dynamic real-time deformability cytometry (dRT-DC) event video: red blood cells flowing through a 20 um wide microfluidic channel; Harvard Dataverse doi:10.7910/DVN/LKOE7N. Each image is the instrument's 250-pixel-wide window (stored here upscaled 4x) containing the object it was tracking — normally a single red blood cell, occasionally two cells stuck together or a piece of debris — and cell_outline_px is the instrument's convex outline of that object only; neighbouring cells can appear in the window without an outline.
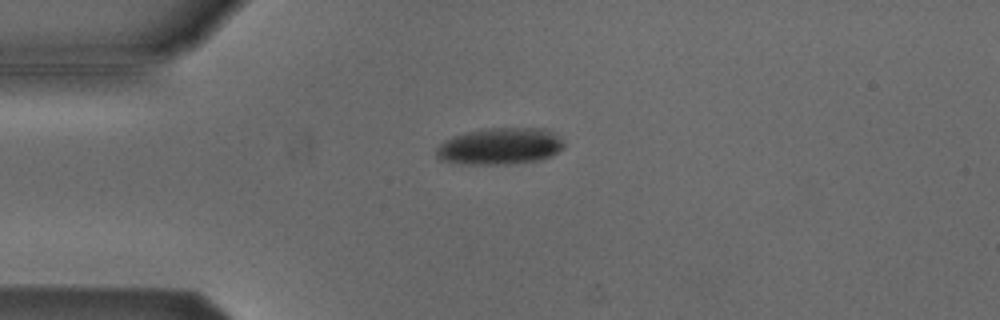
{"species": "Egyptian fruit bat (a non-hibernating species)", "species_latin": "Rousettus aegyptiacus", "temperature_condition": "cold", "stored_images_in_passage": 33, "camera_frame_rate_fps": 3000, "um_per_image_px": 0.085, "animal": {"sex": "male"}, "frame": {"image": 1, "passage_image": 1, "time_ms": 0.0, "image_size_px": [1000, 320], "cell_outline_px": [[564, 148], [552, 156], [540, 160], [512, 164], [460, 164], [440, 160], [436, 156], [436, 148], [444, 140], [452, 136], [484, 128], [544, 128], [552, 132], [564, 144]], "centroid_in_image_um": [42.48, 12.44], "position_along_channel_um": 42.5, "area_um2": 27.46}}
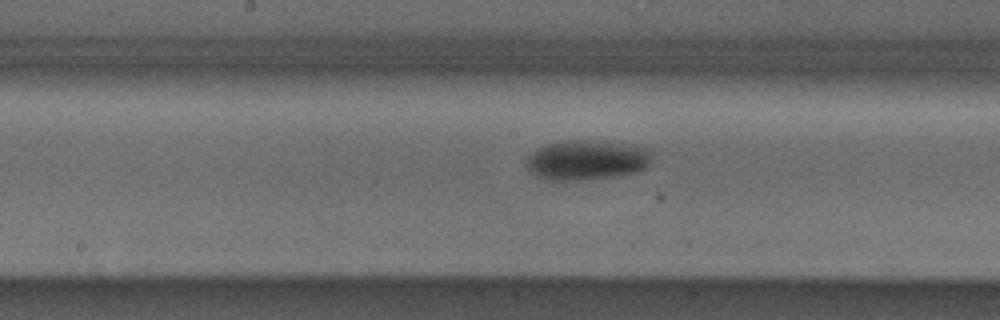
{"frame": {"image": 2, "passage_image": 15, "time_ms": 4.667, "image_size_px": [1000, 320], "cell_outline_px": [[648, 164], [644, 168], [636, 172], [612, 176], [580, 180], [552, 180], [536, 176], [524, 164], [528, 156], [536, 148], [548, 144], [568, 140], [588, 140], [620, 144], [648, 148]], "centroid_in_image_um": [49.78, 13.61], "position_along_channel_um": 198.4, "area_um2": 28.5}}
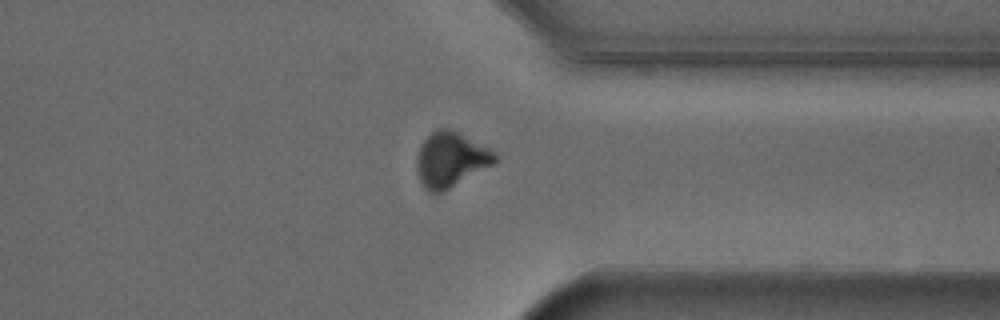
{"frame": {"image": 3, "passage_image": 29, "time_ms": 9.333, "image_size_px": [1000, 320], "cell_outline_px": [[496, 160], [492, 164], [444, 192], [428, 192], [420, 180], [416, 168], [416, 160], [420, 144], [436, 128], [448, 128], [488, 148], [496, 156]], "centroid_in_image_um": [38.25, 13.57], "position_along_channel_um": 373.2, "area_um2": 24.51}, "authors_computed_cell_mechanics": {"area_um2": 28.6688, "velocity_mm_per_s": 3.8237, "shape_relaxation_time_tau1_ms": 2.3902, "shape_relaxation_time_tau2_ms": null, "deformation_change_tau1": 0.1112, "deformation_change_tau2": null}}